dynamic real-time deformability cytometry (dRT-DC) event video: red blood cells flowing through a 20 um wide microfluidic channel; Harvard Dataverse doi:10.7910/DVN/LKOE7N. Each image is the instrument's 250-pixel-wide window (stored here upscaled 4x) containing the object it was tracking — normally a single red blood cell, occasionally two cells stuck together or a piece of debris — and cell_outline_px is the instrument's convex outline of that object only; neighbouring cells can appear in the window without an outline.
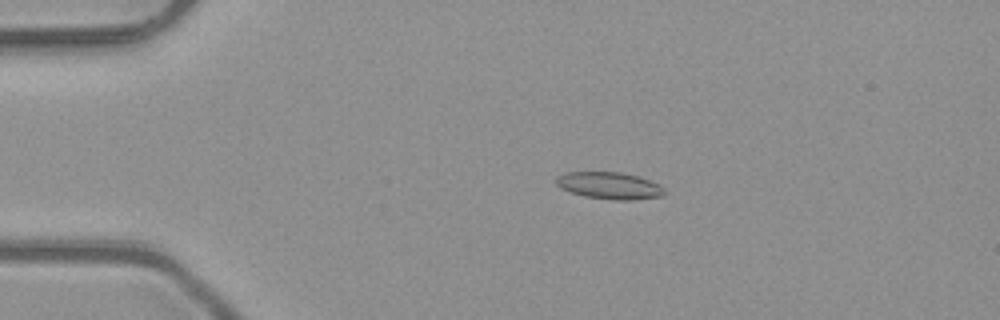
{"species": "common noctule bat (a hibernating species)", "species_latin": "Nyctalus noctula", "temperature_condition": "room temperature", "stored_images_in_passage": 50, "camera_frame_rate_fps": 3000, "um_per_image_px": 0.085, "animal": {"sex": "male", "body_mass_g": 23.1, "forearm_length_mm": 52.7}, "frame": {"image": 1, "passage_image": 10, "time_ms": 3.0, "image_size_px": [1000, 320], "cell_outline_px": [[668, 192], [664, 196], [632, 200], [616, 200], [584, 196], [560, 188], [556, 184], [556, 176], [564, 172], [620, 172], [640, 176], [660, 184]], "centroid_in_image_um": [51.85, 15.77], "position_along_channel_um": 33.2, "area_um2": 17.28}}
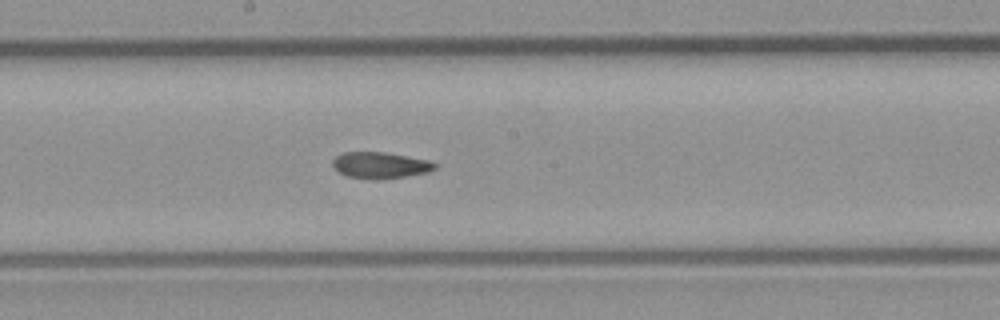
{"frame": {"image": 2, "passage_image": 27, "time_ms": 8.667, "image_size_px": [1000, 320], "cell_outline_px": [[436, 168], [428, 172], [380, 180], [372, 180], [348, 176], [340, 172], [332, 164], [332, 160], [336, 156], [344, 152], [384, 152], [428, 160], [436, 164]], "centroid_in_image_um": [32.31, 14.05], "position_along_channel_um": 215.9, "area_um2": 15.55}}
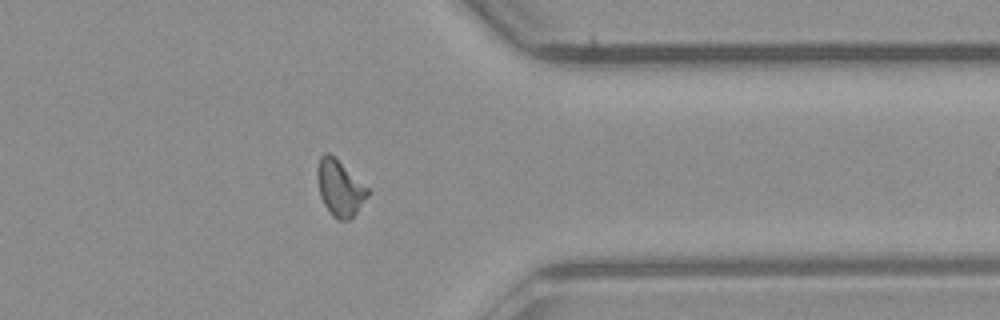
{"frame": {"image": 3, "passage_image": 40, "time_ms": 13.0, "image_size_px": [1000, 320], "cell_outline_px": [[368, 196], [356, 212], [348, 220], [336, 220], [332, 216], [324, 204], [320, 196], [316, 180], [316, 168], [320, 156], [324, 152], [328, 152], [368, 188]], "centroid_in_image_um": [28.83, 15.99], "position_along_channel_um": 382.6, "area_um2": 16.24}, "authors_computed_cell_mechanics": {"area_um2": 16.2129, "velocity_mm_per_s": 4.0812, "shape_relaxation_time_tau1_ms": null, "shape_relaxation_time_tau2_ms": 3.2132, "deformation_change_tau1": null, "deformation_change_tau2": 0.0899}}